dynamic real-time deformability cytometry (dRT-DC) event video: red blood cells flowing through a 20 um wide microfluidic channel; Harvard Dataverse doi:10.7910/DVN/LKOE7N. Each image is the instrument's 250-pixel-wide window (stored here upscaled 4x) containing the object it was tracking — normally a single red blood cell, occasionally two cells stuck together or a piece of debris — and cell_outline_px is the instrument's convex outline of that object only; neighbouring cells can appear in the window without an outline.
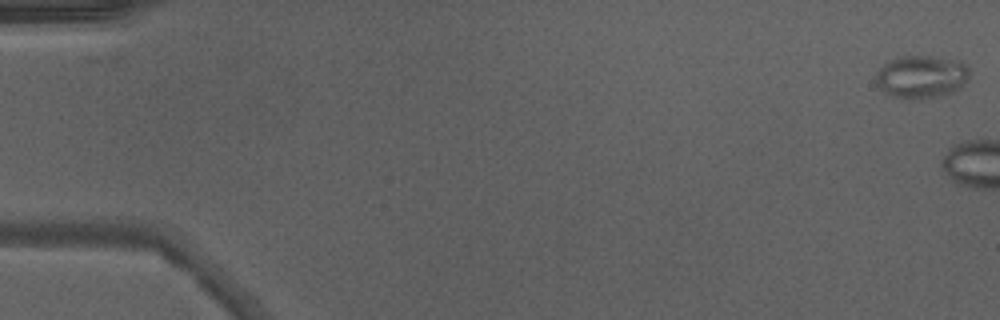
{"species": "Egyptian fruit bat (a non-hibernating species)", "species_latin": "Rousettus aegyptiacus", "temperature_condition": "warm", "stored_images_in_passage": 5, "camera_frame_rate_fps": 3000, "um_per_image_px": 0.085, "animal": {"sex": "male"}, "frame": {"image": 1, "passage_image": 1, "time_ms": 0.0, "image_size_px": [1000, 320], "cell_outline_px": [[968, 80], [960, 88], [952, 92], [920, 100], [900, 100], [884, 92], [880, 88], [876, 80], [876, 72], [884, 64], [892, 60], [904, 56], [928, 56], [956, 60], [964, 64], [968, 68]], "centroid_in_image_um": [78.3, 6.56], "position_along_channel_um": 6.7, "area_um2": 23.35}}